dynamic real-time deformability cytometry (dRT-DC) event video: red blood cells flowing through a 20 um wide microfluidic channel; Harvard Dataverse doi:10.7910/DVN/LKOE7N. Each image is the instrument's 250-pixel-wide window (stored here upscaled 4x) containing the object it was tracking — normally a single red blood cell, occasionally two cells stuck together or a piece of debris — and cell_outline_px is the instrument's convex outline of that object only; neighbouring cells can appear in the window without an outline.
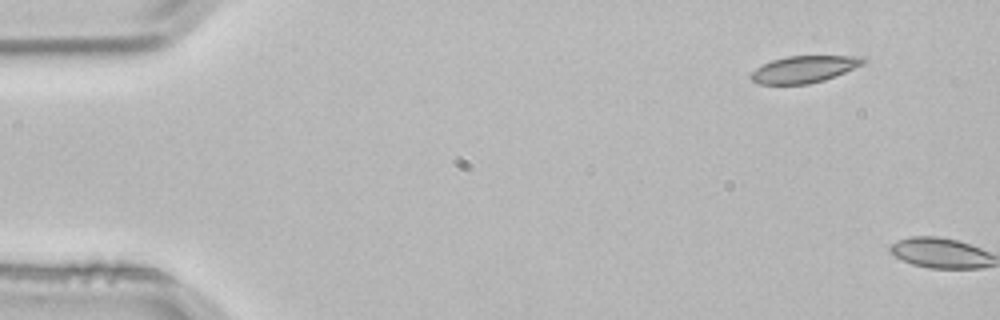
{"species": "common noctule bat (a hibernating species)", "species_latin": "Nyctalus noctula", "temperature_condition": "room temperature", "stored_images_in_passage": 4, "camera_frame_rate_fps": 3000, "um_per_image_px": 0.085, "animal": {"sex": "male", "body_mass_g": 21.5, "forearm_length_mm": 52.0}, "frame": {"image": 1, "passage_image": 1, "time_ms": 0.0, "image_size_px": [1000, 320], "cell_outline_px": [[868, 60], [864, 64], [836, 76], [824, 80], [808, 84], [756, 84], [748, 76], [756, 68], [772, 60], [788, 56], [864, 56]], "centroid_in_image_um": [68.37, 5.88], "position_along_channel_um": 16.6, "area_um2": 17.69}}
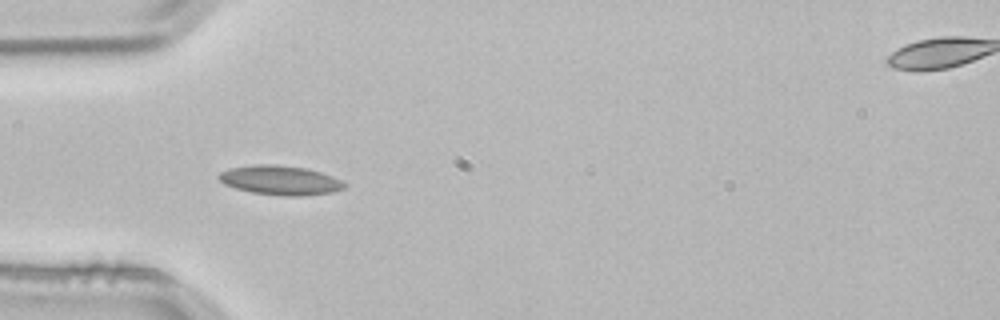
{"frame": {"image": 2, "passage_image": 4, "time_ms": 1.0, "image_size_px": [1000, 320], "cell_outline_px": [[348, 184], [344, 188], [332, 192], [304, 196], [280, 196], [252, 192], [236, 188], [224, 184], [216, 176], [220, 172], [228, 168], [256, 164], [276, 164], [308, 168], [332, 176]], "centroid_in_image_um": [23.81, 15.31], "position_along_channel_um": 61.2, "area_um2": 21.68}}